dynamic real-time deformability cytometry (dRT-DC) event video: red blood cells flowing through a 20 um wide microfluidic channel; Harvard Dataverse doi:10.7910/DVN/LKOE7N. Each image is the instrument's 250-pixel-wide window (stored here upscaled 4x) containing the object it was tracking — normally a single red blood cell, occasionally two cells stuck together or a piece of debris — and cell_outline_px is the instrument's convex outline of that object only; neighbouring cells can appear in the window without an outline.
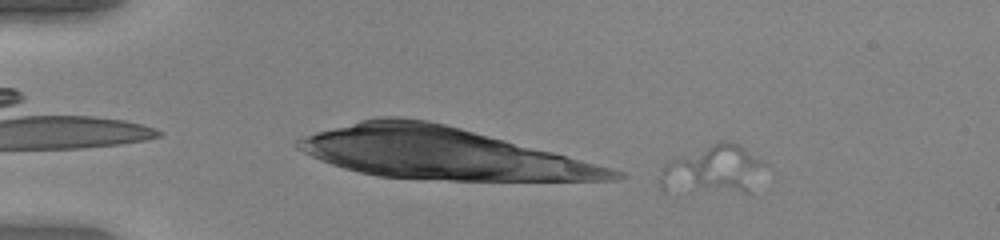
{"species": "human", "species_latin": "Homo sapiens", "temperature_condition": "warm", "stored_images_in_passage": 11, "camera_frame_rate_fps": 3000, "um_per_image_px": 0.085, "donor": {"sex": "female"}, "frame": {"image": 1, "passage_image": 2, "time_ms": 0.333, "image_size_px": [1000, 240], "cell_outline_px": [[768, 164], [748, 192], [664, 192], [660, 188], [656, 180], [660, 168], [664, 164], [720, 140], [732, 140], [764, 160]], "centroid_in_image_um": [60.57, 14.45], "position_along_channel_um": 24.4, "area_um2": 30.23}}